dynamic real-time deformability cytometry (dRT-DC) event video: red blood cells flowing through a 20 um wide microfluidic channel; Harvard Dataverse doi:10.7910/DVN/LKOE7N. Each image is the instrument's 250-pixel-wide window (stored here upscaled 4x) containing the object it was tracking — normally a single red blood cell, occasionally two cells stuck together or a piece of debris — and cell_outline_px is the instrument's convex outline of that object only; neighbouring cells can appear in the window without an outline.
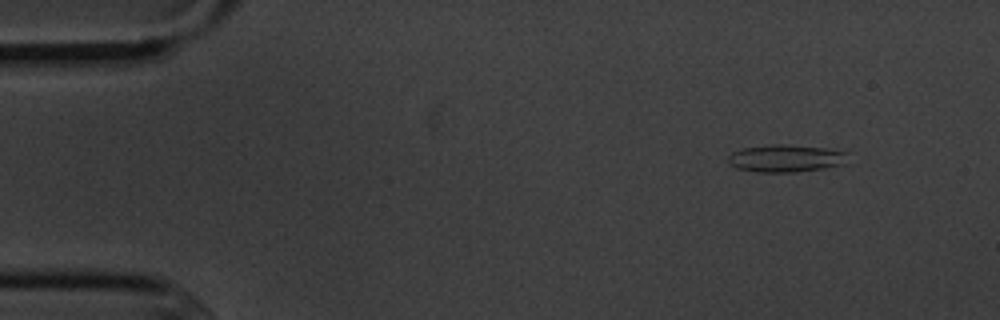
{"species": "common noctule bat (a hibernating species)", "species_latin": "Nyctalus noctula", "temperature_condition": "cold", "stored_images_in_passage": 4, "camera_frame_rate_fps": 3000, "um_per_image_px": 0.085, "animal": {"sex": "male", "body_mass_g": 20.1, "forearm_length_mm": 53.5}, "frame": {"image": 1, "passage_image": 1, "time_ms": 0.0, "image_size_px": [1000, 320], "cell_outline_px": [[848, 164], [824, 168], [796, 172], [756, 172], [736, 168], [728, 164], [728, 156], [732, 152], [744, 148], [772, 144], [788, 144], [824, 148], [848, 152]], "centroid_in_image_um": [66.82, 13.46], "position_along_channel_um": 18.2, "area_um2": 19.42}}